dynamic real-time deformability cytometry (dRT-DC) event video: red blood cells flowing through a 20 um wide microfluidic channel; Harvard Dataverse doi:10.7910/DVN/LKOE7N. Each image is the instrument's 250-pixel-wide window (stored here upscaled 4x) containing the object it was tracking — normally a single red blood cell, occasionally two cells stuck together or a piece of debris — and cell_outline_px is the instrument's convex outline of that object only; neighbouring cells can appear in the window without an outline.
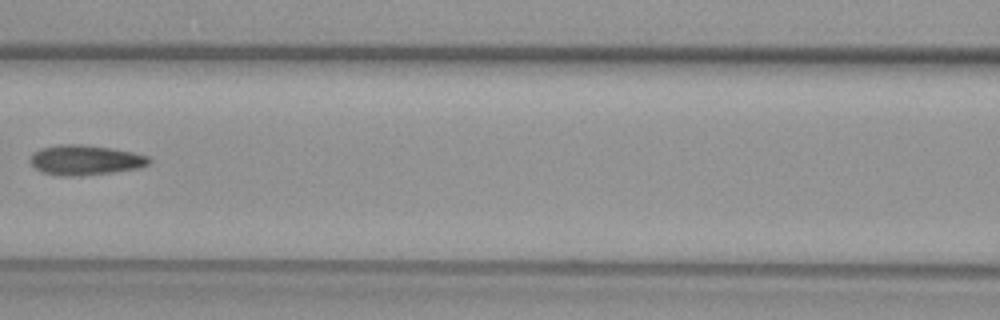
{"species": "common noctule bat (a hibernating species)", "species_latin": "Nyctalus noctula", "temperature_condition": "warm", "stored_images_in_passage": 6, "camera_frame_rate_fps": 3000, "um_per_image_px": 0.085, "animal": {"sex": "female", "body_mass_g": 29.2, "forearm_length_mm": 56.3}, "frame": {"image": 1, "passage_image": 6, "time_ms": 1.667, "image_size_px": [1000, 320], "cell_outline_px": [[152, 160], [148, 164], [140, 168], [112, 172], [80, 176], [60, 176], [40, 172], [32, 164], [32, 152], [40, 148], [60, 144], [80, 144], [108, 148], [132, 152], [148, 156]], "centroid_in_image_um": [7.24, 13.61], "position_along_channel_um": 159.4, "area_um2": 20.69}}